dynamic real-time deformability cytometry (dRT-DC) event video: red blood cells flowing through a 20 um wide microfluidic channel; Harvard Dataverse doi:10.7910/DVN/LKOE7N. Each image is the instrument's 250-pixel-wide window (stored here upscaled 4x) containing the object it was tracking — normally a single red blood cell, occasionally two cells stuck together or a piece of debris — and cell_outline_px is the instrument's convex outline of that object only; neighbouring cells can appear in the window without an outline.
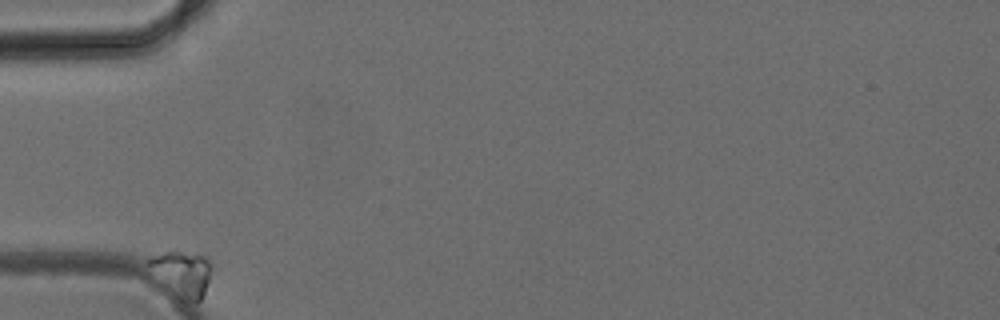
{"species": "common noctule bat (a hibernating species)", "species_latin": "Nyctalus noctula", "temperature_condition": "cold", "stored_images_in_passage": 51, "camera_frame_rate_fps": 3000, "um_per_image_px": 0.085, "animal": {"sex": "female", "body_mass_g": 24.6, "forearm_length_mm": 56.2}, "frame": {"image": 1, "passage_image": 1, "time_ms": 0.0, "image_size_px": [1000, 320], "cell_outline_px": [[212, 272], [204, 292], [200, 300], [196, 304], [184, 300], [148, 264], [148, 260], [152, 256], [172, 248], [176, 248], [208, 256], [212, 260]], "centroid_in_image_um": [15.61, 23.13], "position_along_channel_um": 69.4, "area_um2": 16.36}}
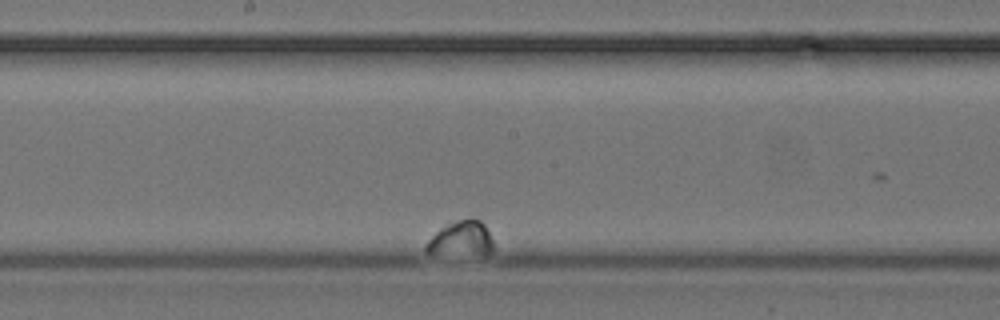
{"frame": {"image": 2, "passage_image": 27, "time_ms": 8.667, "image_size_px": [1000, 320], "cell_outline_px": [[492, 252], [424, 252], [424, 244], [448, 220], [480, 220], [484, 224], [492, 240]], "centroid_in_image_um": [39.14, 20.22], "position_along_channel_um": 209.1, "area_um2": 12.89}}
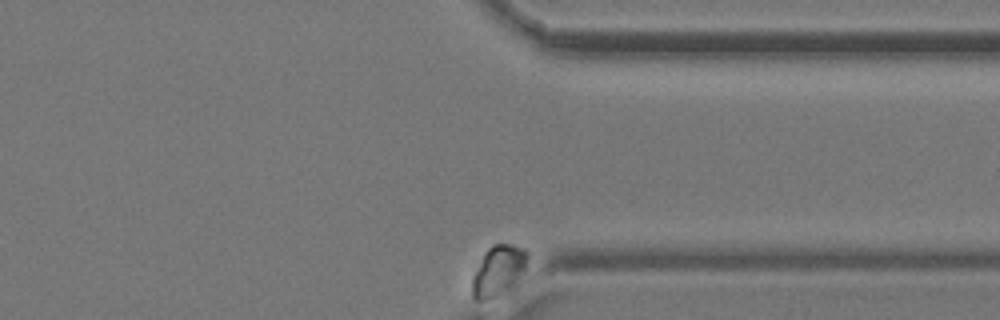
{"frame": {"image": 3, "passage_image": 51, "time_ms": 16.667, "image_size_px": [1000, 320], "cell_outline_px": [[528, 256], [524, 268], [492, 296], [484, 300], [472, 300], [472, 280], [488, 248], [492, 244], [512, 244], [524, 248], [528, 252]], "centroid_in_image_um": [42.3, 22.9], "position_along_channel_um": 369.1, "area_um2": 14.57}}